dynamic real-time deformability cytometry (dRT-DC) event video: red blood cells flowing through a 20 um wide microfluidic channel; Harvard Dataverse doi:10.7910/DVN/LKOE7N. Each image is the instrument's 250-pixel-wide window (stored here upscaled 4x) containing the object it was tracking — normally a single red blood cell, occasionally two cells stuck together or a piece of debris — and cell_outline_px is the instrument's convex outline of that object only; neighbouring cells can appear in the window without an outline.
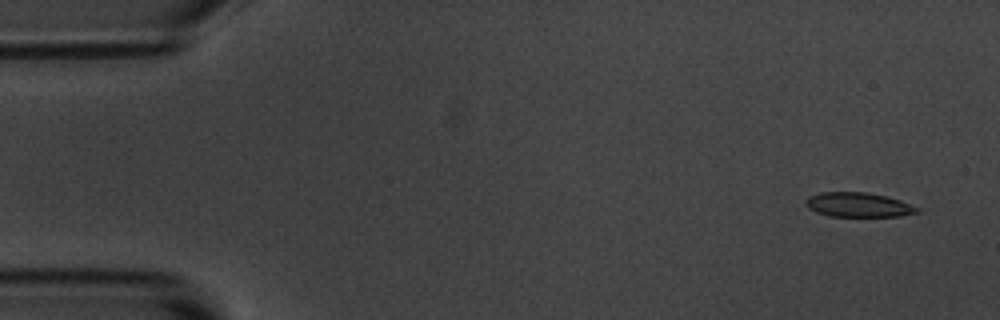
{"species": "common noctule bat (a hibernating species)", "species_latin": "Nyctalus noctula", "temperature_condition": "room temperature", "stored_images_in_passage": 9, "camera_frame_rate_fps": 3000, "um_per_image_px": 0.085, "animal": {"sex": "male", "body_mass_g": 20.1, "forearm_length_mm": 53.5}, "frame": {"image": 1, "passage_image": 1, "time_ms": 0.0, "image_size_px": [1000, 320], "cell_outline_px": [[920, 212], [900, 216], [828, 216], [816, 212], [808, 208], [804, 204], [804, 200], [808, 196], [820, 192], [868, 192], [900, 200], [920, 208]], "centroid_in_image_um": [72.92, 17.4], "position_along_channel_um": 12.1, "area_um2": 16.01}}
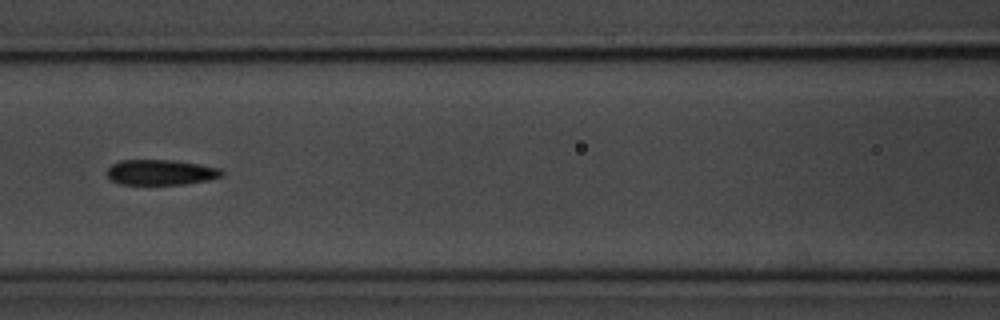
{"frame": {"image": 2, "passage_image": 7, "time_ms": 7.0, "image_size_px": [1000, 320], "cell_outline_px": [[224, 172], [220, 176], [208, 180], [184, 184], [120, 184], [108, 180], [108, 168], [112, 164], [120, 160], [176, 160], [220, 168]], "centroid_in_image_um": [13.64, 14.64], "position_along_channel_um": 153.0, "area_um2": 16.94}}
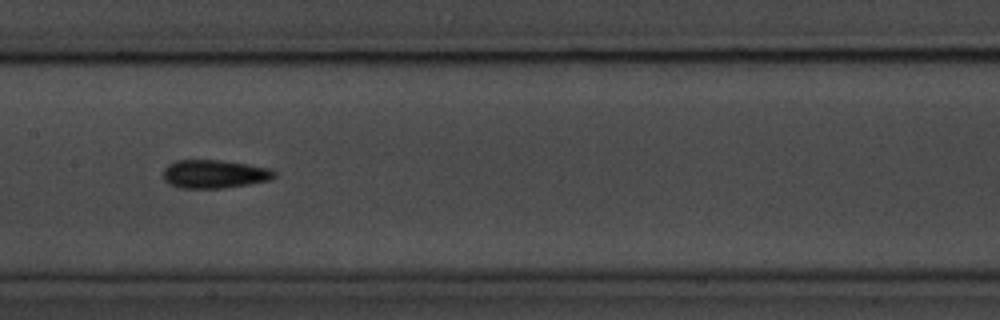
{"frame": {"image": 3, "passage_image": 8, "time_ms": 8.0, "image_size_px": [1000, 320], "cell_outline_px": [[276, 176], [272, 180], [224, 188], [180, 188], [168, 184], [164, 180], [164, 168], [168, 164], [176, 160], [220, 160], [272, 168], [276, 172]], "centroid_in_image_um": [18.24, 14.79], "position_along_channel_um": 189.2, "area_um2": 18.55}}